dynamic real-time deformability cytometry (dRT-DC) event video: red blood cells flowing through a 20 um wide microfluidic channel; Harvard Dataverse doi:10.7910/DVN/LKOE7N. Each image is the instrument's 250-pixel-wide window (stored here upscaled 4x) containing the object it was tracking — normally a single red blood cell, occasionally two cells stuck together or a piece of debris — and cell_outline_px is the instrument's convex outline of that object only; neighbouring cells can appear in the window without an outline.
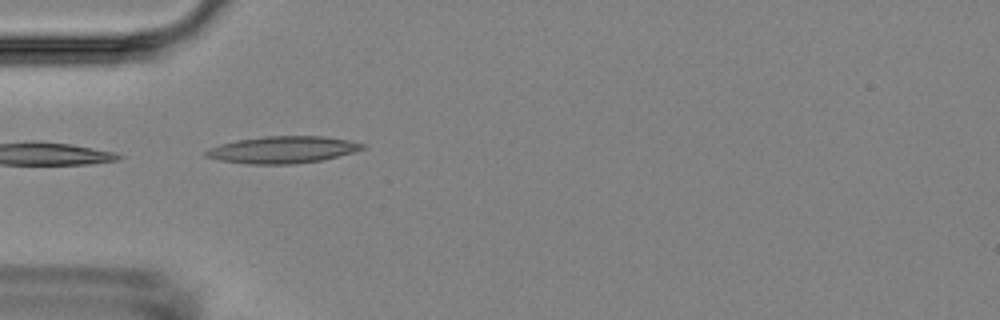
{"species": "Egyptian fruit bat (a non-hibernating species)", "species_latin": "Rousettus aegyptiacus", "temperature_condition": "room temperature", "stored_images_in_passage": 6, "camera_frame_rate_fps": 3000, "um_per_image_px": 0.085, "animal": {"sex": "female"}, "frame": {"image": 1, "passage_image": 5, "time_ms": 4.667, "image_size_px": [1000, 320], "cell_outline_px": [[368, 148], [320, 160], [296, 164], [248, 164], [220, 160], [204, 156], [204, 152], [208, 148], [220, 144], [236, 140], [264, 136], [324, 136], [348, 140], [364, 144]], "centroid_in_image_um": [24.0, 12.72], "position_along_channel_um": 61.0, "area_um2": 24.57}}